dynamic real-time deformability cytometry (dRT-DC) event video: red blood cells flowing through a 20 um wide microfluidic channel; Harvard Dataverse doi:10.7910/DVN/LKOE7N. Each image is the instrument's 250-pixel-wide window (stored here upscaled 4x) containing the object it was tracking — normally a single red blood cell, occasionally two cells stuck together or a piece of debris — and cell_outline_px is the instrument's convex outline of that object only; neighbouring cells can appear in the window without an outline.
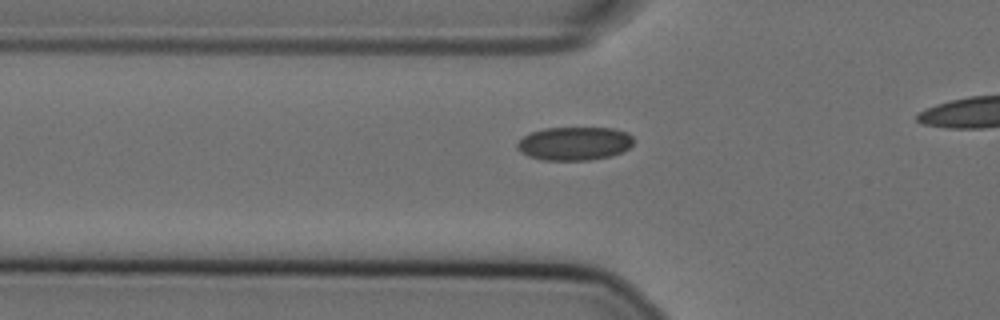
{"species": "Egyptian fruit bat (a non-hibernating species)", "species_latin": "Rousettus aegyptiacus", "temperature_condition": "cold", "stored_images_in_passage": 39, "camera_frame_rate_fps": 3000, "um_per_image_px": 0.085, "animal": {"sex": "female"}, "frame": {"image": 1, "passage_image": 12, "time_ms": 3.667, "image_size_px": [1000, 320], "cell_outline_px": [[632, 144], [628, 148], [612, 156], [588, 160], [540, 160], [528, 156], [520, 152], [516, 148], [516, 144], [524, 136], [532, 132], [544, 128], [612, 128], [628, 132], [632, 136]], "centroid_in_image_um": [48.8, 12.2], "position_along_channel_um": 77.0, "area_um2": 22.72}}
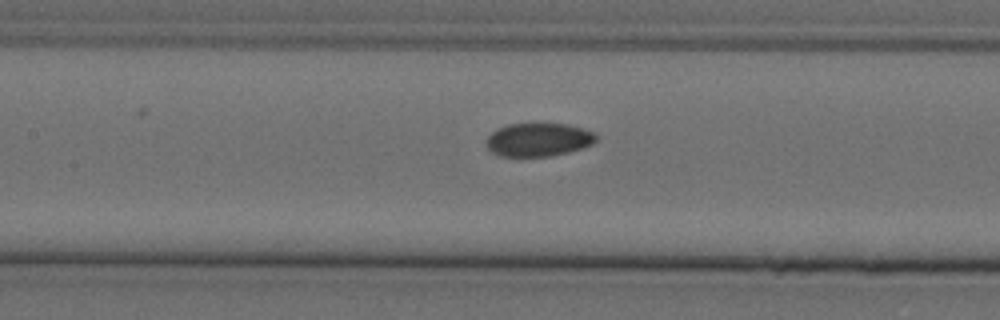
{"frame": {"image": 2, "passage_image": 19, "time_ms": 6.0, "image_size_px": [1000, 320], "cell_outline_px": [[596, 140], [592, 144], [584, 148], [552, 156], [500, 156], [492, 152], [488, 148], [484, 140], [496, 128], [508, 124], [568, 124], [584, 128], [596, 132]], "centroid_in_image_um": [45.77, 11.87], "position_along_channel_um": 161.6, "area_um2": 21.56}}
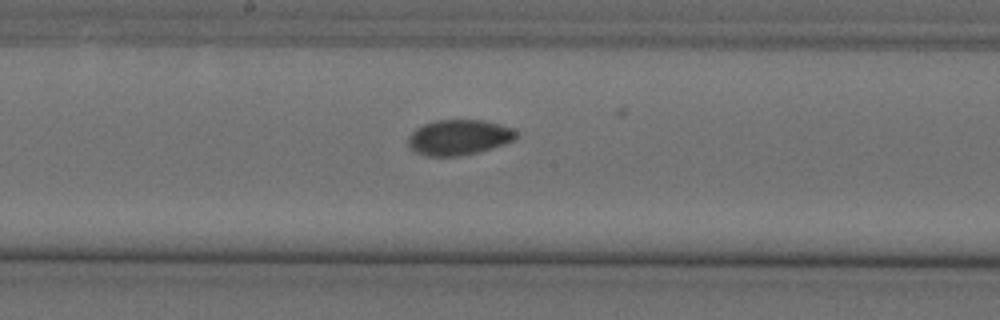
{"frame": {"image": 3, "passage_image": 23, "time_ms": 7.333, "image_size_px": [1000, 320], "cell_outline_px": [[516, 136], [512, 140], [504, 144], [476, 152], [460, 156], [424, 156], [408, 148], [408, 136], [416, 128], [424, 124], [436, 120], [484, 120], [516, 128]], "centroid_in_image_um": [38.97, 11.67], "position_along_channel_um": 209.2, "area_um2": 22.31}}